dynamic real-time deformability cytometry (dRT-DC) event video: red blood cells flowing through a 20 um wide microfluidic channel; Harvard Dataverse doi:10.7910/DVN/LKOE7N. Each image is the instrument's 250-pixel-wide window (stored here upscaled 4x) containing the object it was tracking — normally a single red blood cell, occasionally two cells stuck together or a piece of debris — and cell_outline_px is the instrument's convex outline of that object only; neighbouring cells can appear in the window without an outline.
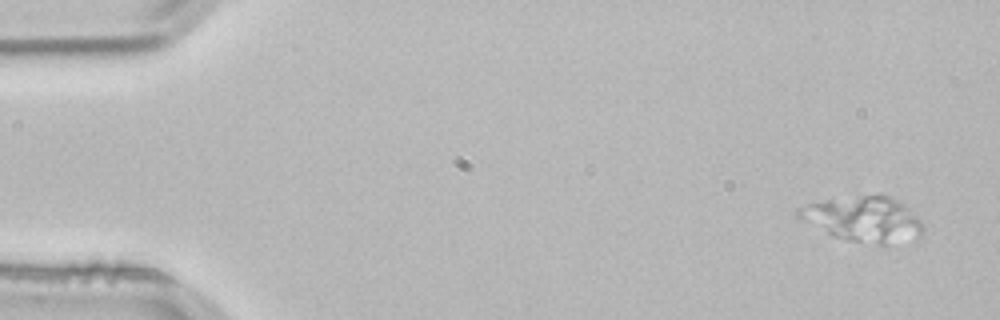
{"species": "common noctule bat (a hibernating species)", "species_latin": "Nyctalus noctula", "temperature_condition": "room temperature", "stored_images_in_passage": 42, "camera_frame_rate_fps": 3000, "um_per_image_px": 0.085, "animal": {"sex": "male", "body_mass_g": 21.5, "forearm_length_mm": 52.0}, "frame": {"image": 1, "passage_image": 3, "time_ms": 0.667, "image_size_px": [1000, 320], "cell_outline_px": [[924, 232], [920, 236], [884, 244], [880, 244], [848, 240], [836, 236], [796, 216], [792, 212], [796, 208], [808, 204], [828, 200], [860, 196], [888, 196], [904, 204], [924, 224]], "centroid_in_image_um": [73.42, 18.62], "position_along_channel_um": 11.6, "area_um2": 31.73}}
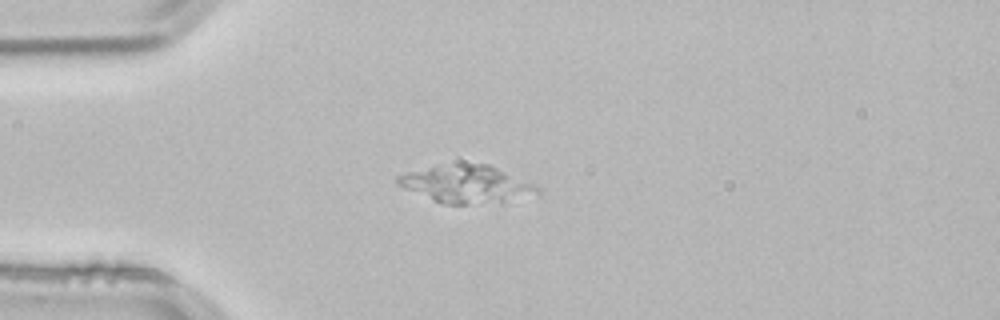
{"frame": {"image": 2, "passage_image": 14, "time_ms": 4.333, "image_size_px": [1000, 320], "cell_outline_px": [[540, 192], [500, 204], [444, 204], [396, 184], [396, 176], [408, 172], [432, 168], [472, 164], [488, 164], [536, 184], [540, 188]], "centroid_in_image_um": [39.75, 15.69], "position_along_channel_um": 45.2, "area_um2": 29.82}}